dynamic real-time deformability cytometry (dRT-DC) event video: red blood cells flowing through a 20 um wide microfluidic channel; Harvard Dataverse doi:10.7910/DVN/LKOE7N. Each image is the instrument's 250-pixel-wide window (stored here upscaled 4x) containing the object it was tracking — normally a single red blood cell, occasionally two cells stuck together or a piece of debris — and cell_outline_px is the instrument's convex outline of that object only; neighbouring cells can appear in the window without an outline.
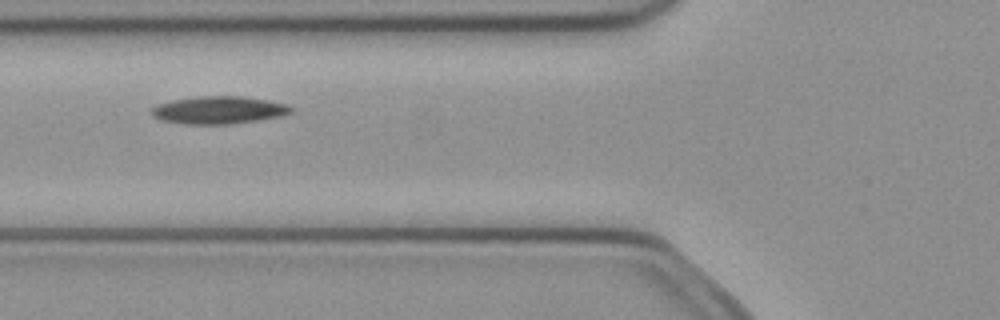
{"species": "common noctule bat (a hibernating species)", "species_latin": "Nyctalus noctula", "temperature_condition": "cold", "stored_images_in_passage": 3, "camera_frame_rate_fps": 3000, "um_per_image_px": 0.085, "animal": {"sex": "female", "body_mass_g": 21.9}, "frame": {"image": 1, "passage_image": 3, "time_ms": 0.667, "image_size_px": [1000, 320], "cell_outline_px": [[292, 112], [280, 116], [232, 124], [184, 124], [164, 120], [152, 116], [152, 108], [156, 104], [196, 96], [240, 96], [268, 100], [288, 104], [292, 108]], "centroid_in_image_um": [18.61, 9.35], "position_along_channel_um": 107.2, "area_um2": 22.25}}